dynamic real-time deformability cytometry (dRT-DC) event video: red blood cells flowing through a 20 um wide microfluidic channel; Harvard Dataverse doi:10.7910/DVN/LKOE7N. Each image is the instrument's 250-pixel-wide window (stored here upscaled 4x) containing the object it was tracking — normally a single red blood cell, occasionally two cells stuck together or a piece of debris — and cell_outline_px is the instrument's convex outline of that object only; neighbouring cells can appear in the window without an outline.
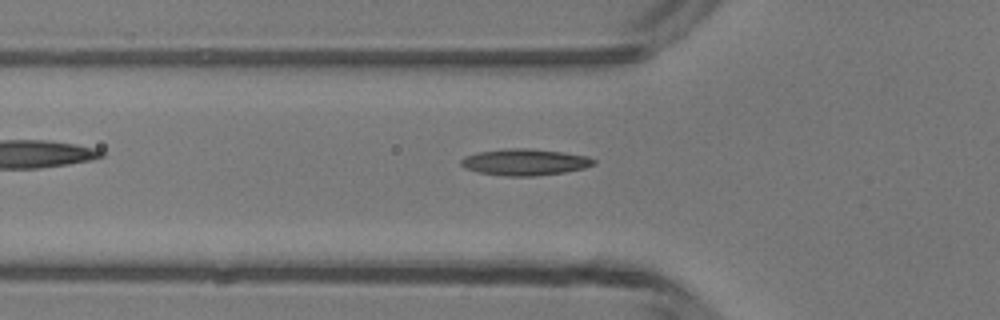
{"species": "common noctule bat (a hibernating species)", "species_latin": "Nyctalus noctula", "temperature_condition": "room temperature", "stored_images_in_passage": 32, "camera_frame_rate_fps": 3000, "um_per_image_px": 0.085, "animal": {"sex": "male", "body_mass_g": 13.3}, "frame": {"image": 1, "passage_image": 3, "time_ms": 0.667, "image_size_px": [1000, 320], "cell_outline_px": [[596, 164], [584, 168], [564, 172], [536, 176], [504, 176], [480, 172], [464, 168], [460, 164], [460, 160], [464, 156], [476, 152], [504, 148], [532, 148], [564, 152], [588, 156], [596, 160]], "centroid_in_image_um": [44.61, 13.77], "position_along_channel_um": 81.2, "area_um2": 20.75}}
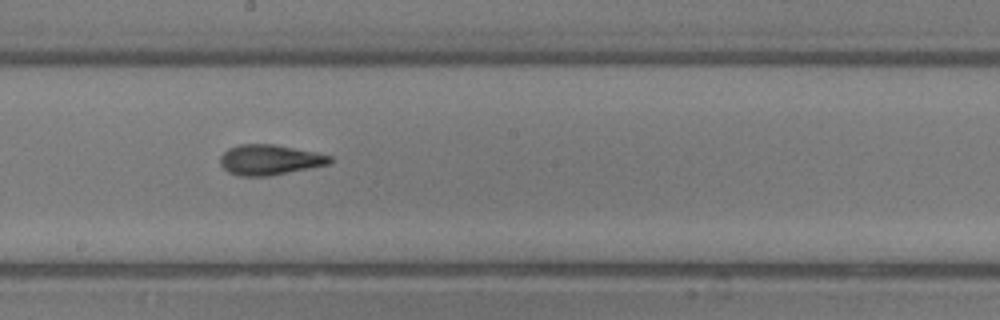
{"frame": {"image": 2, "passage_image": 13, "time_ms": 4.0, "image_size_px": [1000, 320], "cell_outline_px": [[332, 160], [328, 164], [268, 176], [240, 176], [228, 172], [220, 164], [220, 156], [228, 148], [240, 144], [272, 144], [316, 152], [332, 156]], "centroid_in_image_um": [22.89, 13.58], "position_along_channel_um": 225.3, "area_um2": 19.19}}
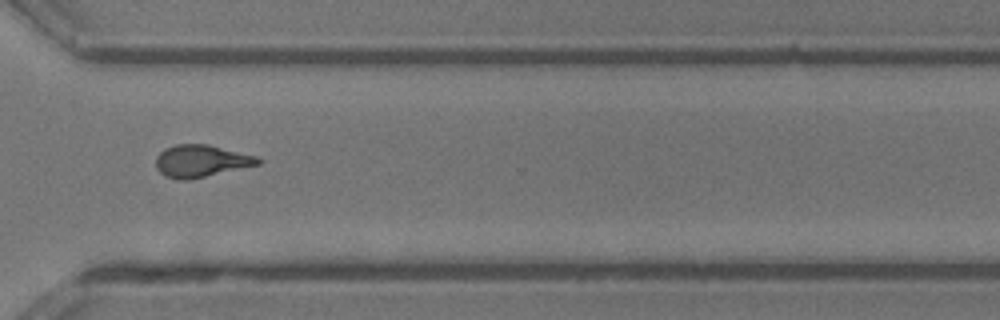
{"frame": {"image": 3, "passage_image": 22, "time_ms": 7.0, "image_size_px": [1000, 320], "cell_outline_px": [[264, 160], [260, 164], [188, 180], [176, 180], [164, 176], [156, 168], [156, 156], [164, 148], [176, 144], [208, 144], [256, 156]], "centroid_in_image_um": [17.07, 13.68], "position_along_channel_um": 353.5, "area_um2": 19.25}}